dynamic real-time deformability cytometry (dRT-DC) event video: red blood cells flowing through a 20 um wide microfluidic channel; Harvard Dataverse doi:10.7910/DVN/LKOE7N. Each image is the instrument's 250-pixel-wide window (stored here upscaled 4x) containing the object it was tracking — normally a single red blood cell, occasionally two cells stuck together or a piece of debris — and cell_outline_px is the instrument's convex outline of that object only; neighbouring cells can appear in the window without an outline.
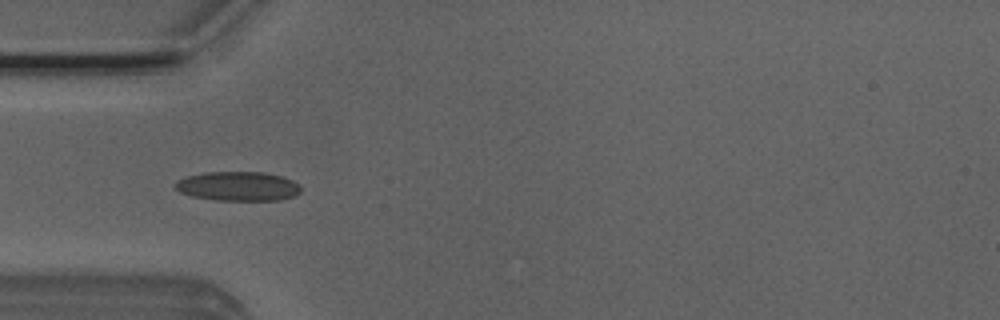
{"species": "Egyptian fruit bat (a non-hibernating species)", "species_latin": "Rousettus aegyptiacus", "temperature_condition": "room temperature", "stored_images_in_passage": 3, "camera_frame_rate_fps": 3000, "um_per_image_px": 0.085, "animal": {"sex": "male"}, "frame": {"image": 1, "passage_image": 1, "time_ms": 0.0, "image_size_px": [1000, 320], "cell_outline_px": [[300, 192], [296, 196], [280, 200], [216, 200], [192, 196], [180, 192], [176, 188], [176, 180], [188, 176], [204, 172], [264, 172], [280, 176], [292, 180], [300, 184]], "centroid_in_image_um": [20.26, 15.83], "position_along_channel_um": 64.7, "area_um2": 21.44}}